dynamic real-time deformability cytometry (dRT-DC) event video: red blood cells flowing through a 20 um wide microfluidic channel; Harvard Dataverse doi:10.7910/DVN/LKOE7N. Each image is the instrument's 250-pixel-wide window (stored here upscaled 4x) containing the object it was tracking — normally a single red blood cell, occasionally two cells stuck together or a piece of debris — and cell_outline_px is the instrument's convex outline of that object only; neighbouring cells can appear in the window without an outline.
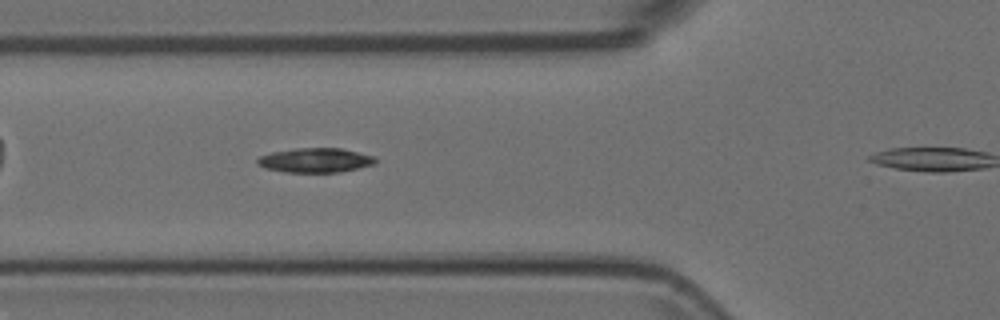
{"species": "Egyptian fruit bat (a non-hibernating species)", "species_latin": "Rousettus aegyptiacus", "temperature_condition": "room temperature", "stored_images_in_passage": 33, "camera_frame_rate_fps": 3000, "um_per_image_px": 0.085, "animal": {"sex": "female"}, "frame": {"image": 1, "passage_image": 9, "time_ms": 2.667, "image_size_px": [1000, 320], "cell_outline_px": [[376, 160], [372, 164], [340, 172], [284, 172], [264, 168], [256, 164], [256, 160], [260, 156], [272, 152], [296, 148], [340, 148], [372, 156]], "centroid_in_image_um": [26.71, 13.62], "position_along_channel_um": 99.1, "area_um2": 16.59}}
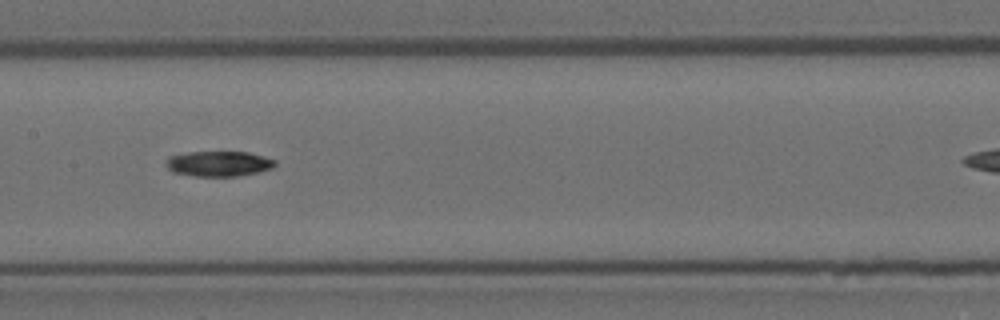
{"frame": {"image": 2, "passage_image": 16, "time_ms": 5.0, "image_size_px": [1000, 320], "cell_outline_px": [[276, 164], [272, 168], [256, 172], [236, 176], [192, 176], [172, 172], [164, 164], [172, 156], [188, 152], [248, 152], [264, 156], [276, 160]], "centroid_in_image_um": [18.59, 13.91], "position_along_channel_um": 188.8, "area_um2": 15.95}}
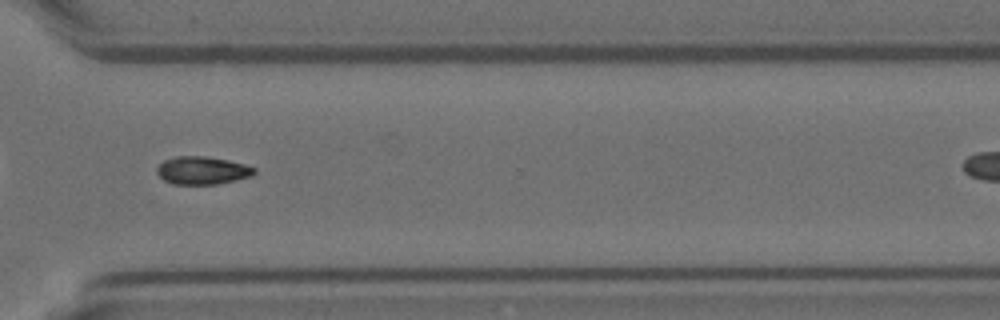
{"frame": {"image": 3, "passage_image": 29, "time_ms": 9.333, "image_size_px": [1000, 320], "cell_outline_px": [[256, 172], [252, 176], [236, 180], [216, 184], [172, 184], [164, 180], [156, 172], [156, 168], [164, 160], [176, 156], [204, 156], [228, 160], [244, 164], [256, 168]], "centroid_in_image_um": [17.2, 14.49], "position_along_channel_um": 353.4, "area_um2": 15.84}}